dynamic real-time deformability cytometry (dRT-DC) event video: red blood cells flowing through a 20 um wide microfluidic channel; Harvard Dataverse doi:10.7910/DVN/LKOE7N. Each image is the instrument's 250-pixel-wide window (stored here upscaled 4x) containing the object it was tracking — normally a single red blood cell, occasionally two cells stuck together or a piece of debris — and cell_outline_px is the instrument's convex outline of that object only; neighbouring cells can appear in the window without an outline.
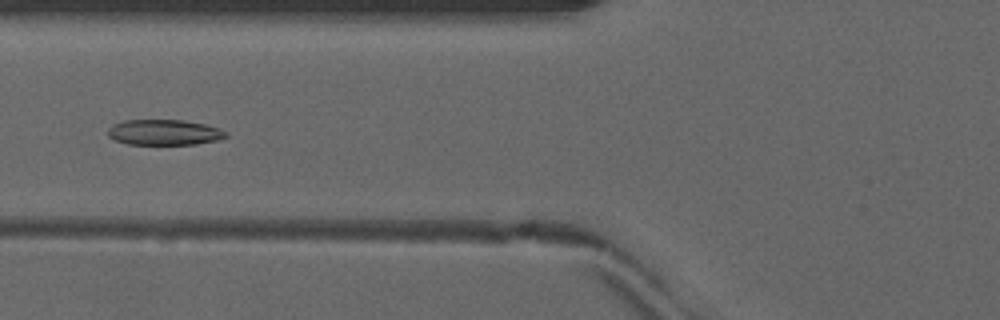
{"species": "common noctule bat (a hibernating species)", "species_latin": "Nyctalus noctula", "temperature_condition": "warm", "stored_images_in_passage": 52, "camera_frame_rate_fps": 3000, "um_per_image_px": 0.085, "animal": {"sex": "male", "forearm_length_mm": 52.5}, "frame": {"image": 1, "passage_image": 22, "time_ms": 7.0, "image_size_px": [1000, 320], "cell_outline_px": [[228, 136], [216, 140], [196, 144], [128, 144], [116, 140], [108, 136], [108, 128], [112, 124], [124, 120], [184, 120], [204, 124], [228, 132]], "centroid_in_image_um": [13.93, 11.24], "position_along_channel_um": 111.9, "area_um2": 17.46}}
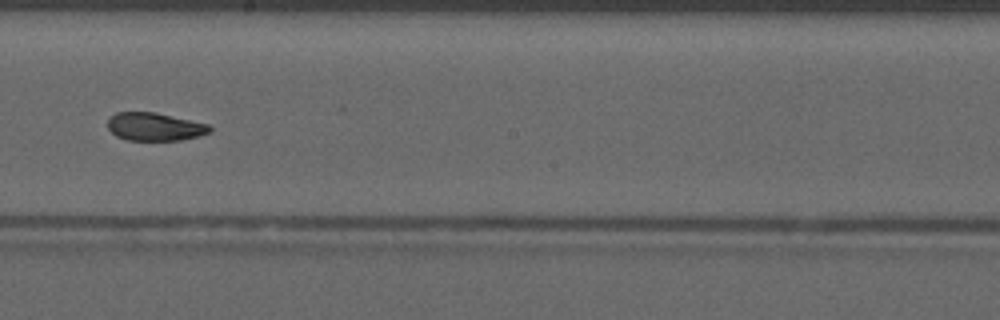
{"frame": {"image": 2, "passage_image": 31, "time_ms": 10.0, "image_size_px": [1000, 320], "cell_outline_px": [[212, 132], [180, 140], [128, 140], [116, 136], [108, 128], [108, 120], [116, 112], [156, 112], [208, 124], [212, 128]], "centroid_in_image_um": [13.16, 10.77], "position_along_channel_um": 235.0, "area_um2": 16.59}}
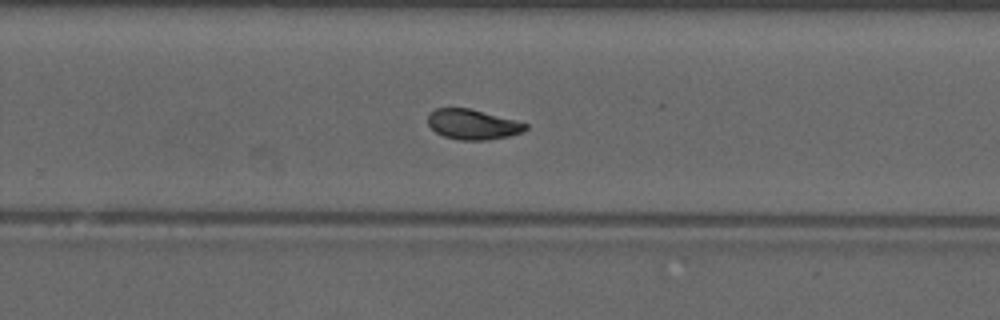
{"frame": {"image": 3, "passage_image": 35, "time_ms": 11.333, "image_size_px": [1000, 320], "cell_outline_px": [[528, 128], [524, 132], [508, 136], [488, 140], [460, 140], [444, 136], [436, 132], [428, 124], [428, 112], [436, 108], [468, 108], [516, 120], [528, 124]], "centroid_in_image_um": [40.19, 10.57], "position_along_channel_um": 289.6, "area_um2": 17.17}, "authors_computed_cell_mechanics": {"area_um2": 17.918, "velocity_mm_per_s": 4.1044, "shape_relaxation_time_tau1_ms": 9.1079, "shape_relaxation_time_tau2_ms": 2.1402, "deformation_change_tau1": 0.2085, "deformation_change_tau2": 0.0674}}